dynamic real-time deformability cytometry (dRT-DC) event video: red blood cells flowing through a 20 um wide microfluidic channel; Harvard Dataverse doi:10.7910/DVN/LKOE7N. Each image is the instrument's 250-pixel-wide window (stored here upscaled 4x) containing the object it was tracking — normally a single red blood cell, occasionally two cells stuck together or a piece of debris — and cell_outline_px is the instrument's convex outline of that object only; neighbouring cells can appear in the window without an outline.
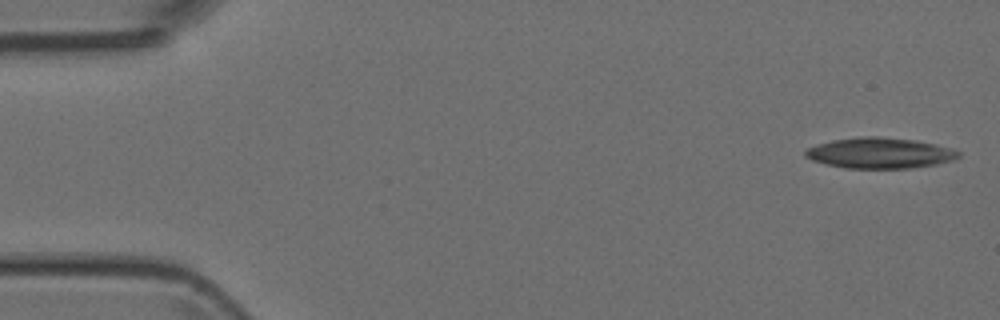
{"species": "Egyptian fruit bat (a non-hibernating species)", "species_latin": "Rousettus aegyptiacus", "temperature_condition": "room temperature", "stored_images_in_passage": 13, "camera_frame_rate_fps": 3000, "um_per_image_px": 0.085, "animal": {"sex": "female"}, "frame": {"image": 1, "passage_image": 1, "time_ms": 0.0, "image_size_px": [1000, 320], "cell_outline_px": [[960, 156], [952, 160], [936, 164], [908, 168], [844, 168], [812, 160], [804, 156], [804, 152], [808, 148], [816, 144], [832, 140], [860, 136], [876, 136], [916, 140], [936, 144], [952, 148], [960, 152]], "centroid_in_image_um": [74.78, 13.0], "position_along_channel_um": 10.2, "area_um2": 27.4}}
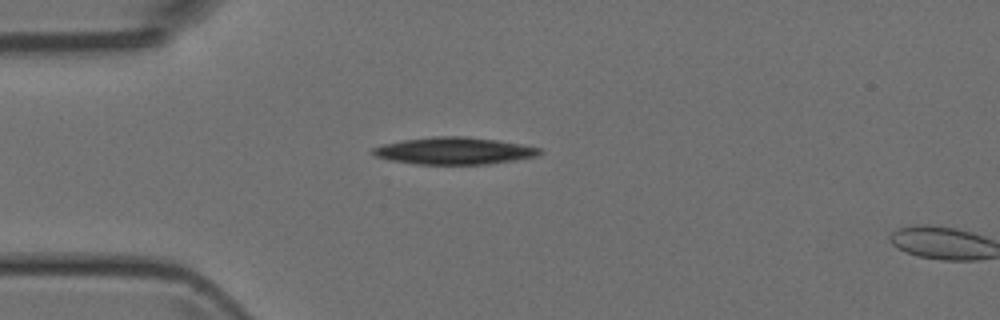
{"frame": {"image": 2, "passage_image": 12, "time_ms": 3.667, "image_size_px": [1000, 320], "cell_outline_px": [[544, 152], [536, 156], [488, 164], [416, 164], [388, 160], [376, 156], [372, 152], [372, 148], [384, 144], [404, 140], [432, 136], [464, 136], [496, 140], [520, 144], [540, 148]], "centroid_in_image_um": [38.59, 12.82], "position_along_channel_um": 46.4, "area_um2": 26.13}}